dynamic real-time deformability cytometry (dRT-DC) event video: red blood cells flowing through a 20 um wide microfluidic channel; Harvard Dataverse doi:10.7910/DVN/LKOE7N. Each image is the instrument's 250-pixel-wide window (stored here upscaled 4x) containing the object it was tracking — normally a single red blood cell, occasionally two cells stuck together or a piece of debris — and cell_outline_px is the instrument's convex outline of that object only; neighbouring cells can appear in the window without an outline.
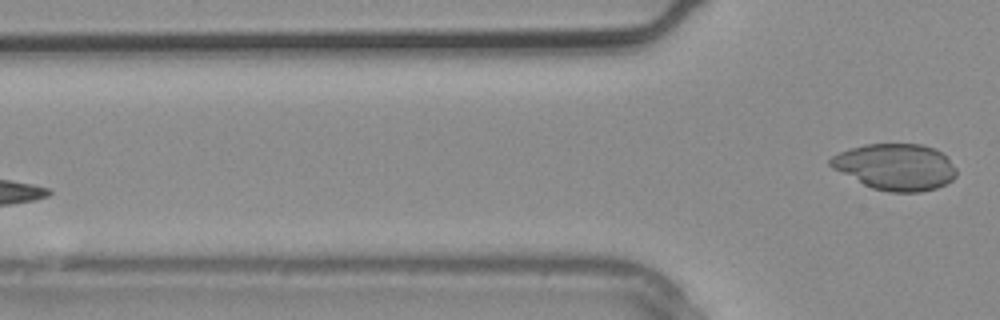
{"species": "common noctule bat (a hibernating species)", "species_latin": "Nyctalus noctula", "temperature_condition": "warm", "stored_images_in_passage": 2, "camera_frame_rate_fps": 3000, "um_per_image_px": 0.085, "animal": {"sex": "male", "body_mass_g": 20.4}, "frame": {"image": 1, "passage_image": 2, "time_ms": 0.333, "image_size_px": [1000, 320], "cell_outline_px": [[956, 176], [952, 180], [936, 188], [920, 192], [888, 192], [872, 188], [832, 168], [828, 164], [828, 160], [832, 156], [840, 152], [864, 144], [920, 144], [936, 148], [956, 168]], "centroid_in_image_um": [76.1, 14.18], "position_along_channel_um": 49.7, "area_um2": 33.87}}